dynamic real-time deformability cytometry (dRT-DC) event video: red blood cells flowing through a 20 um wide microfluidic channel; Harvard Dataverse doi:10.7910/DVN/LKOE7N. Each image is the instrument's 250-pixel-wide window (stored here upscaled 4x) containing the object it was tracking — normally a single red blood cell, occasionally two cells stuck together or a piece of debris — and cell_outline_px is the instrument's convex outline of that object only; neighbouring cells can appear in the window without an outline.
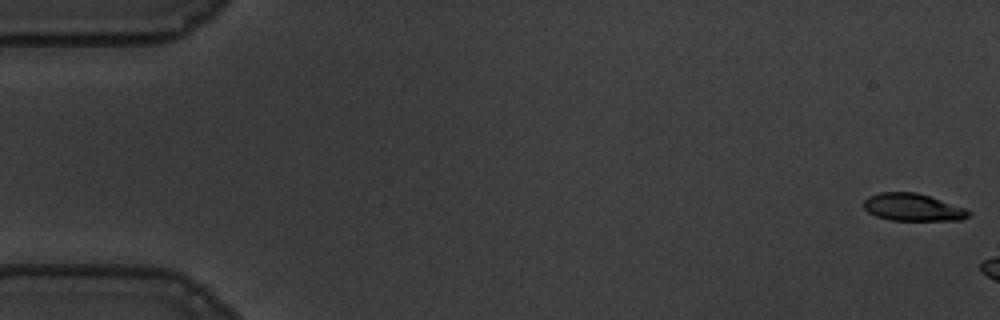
{"species": "common noctule bat (a hibernating species)", "species_latin": "Nyctalus noctula", "temperature_condition": "warm", "stored_images_in_passage": 7, "camera_frame_rate_fps": 3000, "um_per_image_px": 0.085, "animal": {"sex": "male", "body_mass_g": 19.5, "forearm_length_mm": 54.6}, "frame": {"image": 1, "passage_image": 1, "time_ms": 0.0, "image_size_px": [1000, 320], "cell_outline_px": [[972, 212], [968, 216], [960, 220], [892, 220], [876, 216], [868, 212], [864, 208], [864, 200], [868, 196], [880, 192], [916, 192], [964, 208]], "centroid_in_image_um": [77.55, 17.62], "position_along_channel_um": 7.4, "area_um2": 16.53}}